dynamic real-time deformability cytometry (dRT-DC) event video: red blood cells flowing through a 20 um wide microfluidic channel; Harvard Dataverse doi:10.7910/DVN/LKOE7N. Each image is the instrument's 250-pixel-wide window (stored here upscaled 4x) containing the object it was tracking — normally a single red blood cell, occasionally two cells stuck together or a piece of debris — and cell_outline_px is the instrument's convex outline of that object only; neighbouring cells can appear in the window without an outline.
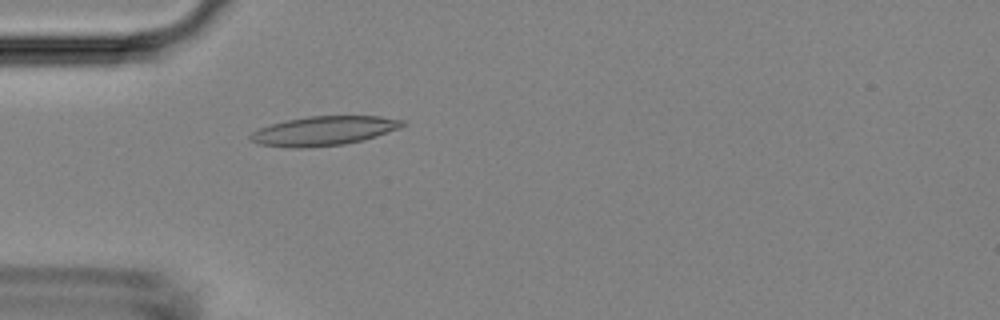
{"species": "Egyptian fruit bat (a non-hibernating species)", "species_latin": "Rousettus aegyptiacus", "temperature_condition": "room temperature", "stored_images_in_passage": 5, "camera_frame_rate_fps": 3000, "um_per_image_px": 0.085, "animal": {"sex": "female"}, "frame": {"image": 1, "passage_image": 5, "time_ms": 4.667, "image_size_px": [1000, 320], "cell_outline_px": [[408, 124], [400, 128], [364, 140], [344, 144], [304, 148], [288, 148], [256, 144], [248, 140], [248, 136], [252, 132], [260, 128], [272, 124], [288, 120], [308, 116], [380, 116], [404, 120]], "centroid_in_image_um": [27.51, 11.13], "position_along_channel_um": 57.5, "area_um2": 26.13}}